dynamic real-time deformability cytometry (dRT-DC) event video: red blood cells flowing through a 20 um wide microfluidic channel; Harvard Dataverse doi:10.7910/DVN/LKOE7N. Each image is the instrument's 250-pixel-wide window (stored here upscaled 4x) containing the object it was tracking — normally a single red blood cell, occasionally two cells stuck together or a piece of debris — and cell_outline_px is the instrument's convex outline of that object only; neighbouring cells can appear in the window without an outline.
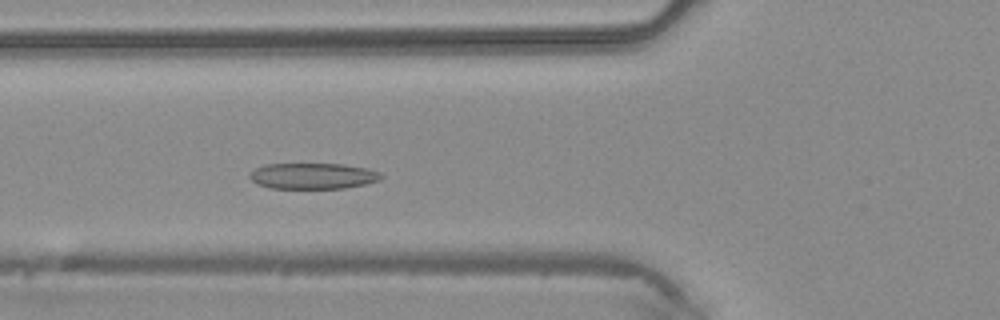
{"species": "common noctule bat (a hibernating species)", "species_latin": "Nyctalus noctula", "temperature_condition": "warm", "stored_images_in_passage": 43, "camera_frame_rate_fps": 3000, "um_per_image_px": 0.085, "animal": {"sex": "male", "body_mass_g": 20.4}, "frame": {"image": 1, "passage_image": 14, "time_ms": 4.333, "image_size_px": [1000, 320], "cell_outline_px": [[384, 176], [380, 180], [364, 184], [344, 188], [272, 188], [256, 184], [248, 176], [256, 168], [264, 164], [344, 164], [368, 168], [380, 172]], "centroid_in_image_um": [26.62, 14.95], "position_along_channel_um": 99.2, "area_um2": 19.88}}
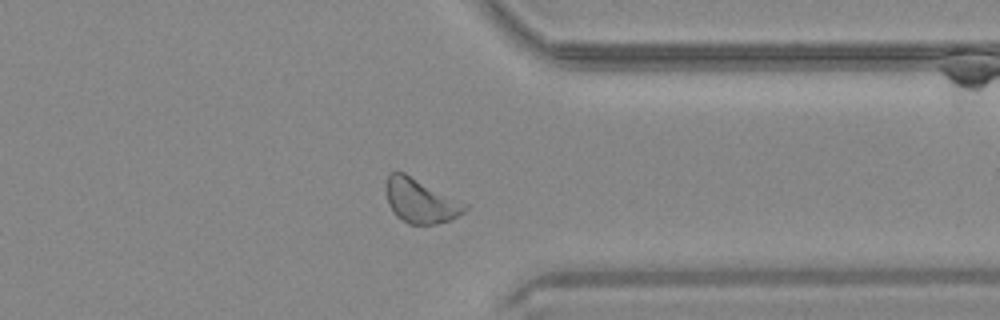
{"frame": {"image": 2, "passage_image": 33, "time_ms": 10.667, "image_size_px": [1000, 320], "cell_outline_px": [[468, 208], [464, 212], [448, 220], [436, 224], [408, 224], [396, 216], [388, 204], [384, 188], [384, 184], [388, 176], [392, 172], [404, 172], [468, 204]], "centroid_in_image_um": [35.71, 17.06], "position_along_channel_um": 375.7, "area_um2": 20.4}}
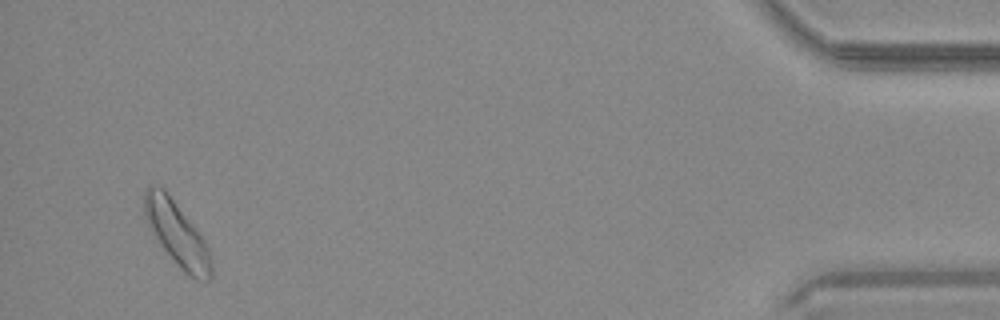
{"frame": {"image": 3, "passage_image": 41, "time_ms": 13.333, "image_size_px": [1000, 320], "cell_outline_px": [[212, 276], [208, 280], [196, 280], [188, 276], [180, 268], [160, 244], [152, 232], [144, 216], [144, 192], [152, 184], [164, 188], [208, 244], [212, 260]], "centroid_in_image_um": [15.06, 19.89], "position_along_channel_um": 420.1, "area_um2": 24.85}}